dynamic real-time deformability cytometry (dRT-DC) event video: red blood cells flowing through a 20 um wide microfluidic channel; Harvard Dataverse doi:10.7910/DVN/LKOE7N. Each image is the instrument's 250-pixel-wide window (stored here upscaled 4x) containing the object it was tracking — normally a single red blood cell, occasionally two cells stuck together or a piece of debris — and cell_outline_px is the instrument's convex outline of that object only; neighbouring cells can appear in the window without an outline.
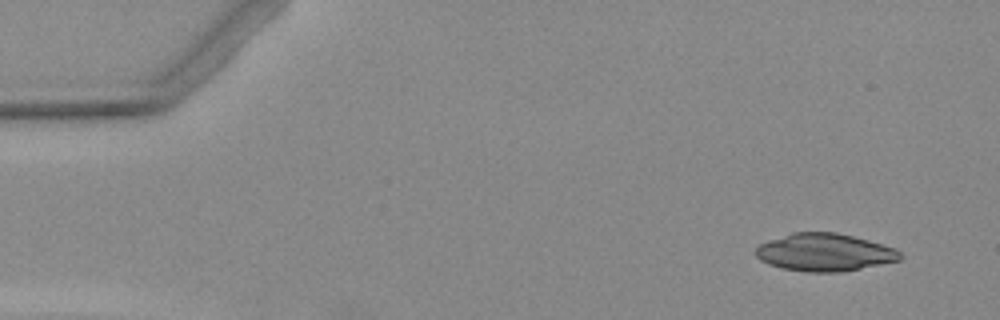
{"species": "Egyptian fruit bat (a non-hibernating species)", "species_latin": "Rousettus aegyptiacus", "temperature_condition": "warm", "stored_images_in_passage": 3, "camera_frame_rate_fps": 3000, "um_per_image_px": 0.085, "animal": {"sex": "female"}, "frame": {"image": 1, "passage_image": 1, "time_ms": 0.0, "image_size_px": [1000, 320], "cell_outline_px": [[904, 256], [900, 260], [840, 272], [808, 272], [784, 268], [768, 264], [760, 260], [756, 256], [756, 248], [760, 244], [768, 240], [792, 232], [836, 232], [868, 240], [896, 248]], "centroid_in_image_um": [70.09, 21.44], "position_along_channel_um": 14.9, "area_um2": 31.56}}